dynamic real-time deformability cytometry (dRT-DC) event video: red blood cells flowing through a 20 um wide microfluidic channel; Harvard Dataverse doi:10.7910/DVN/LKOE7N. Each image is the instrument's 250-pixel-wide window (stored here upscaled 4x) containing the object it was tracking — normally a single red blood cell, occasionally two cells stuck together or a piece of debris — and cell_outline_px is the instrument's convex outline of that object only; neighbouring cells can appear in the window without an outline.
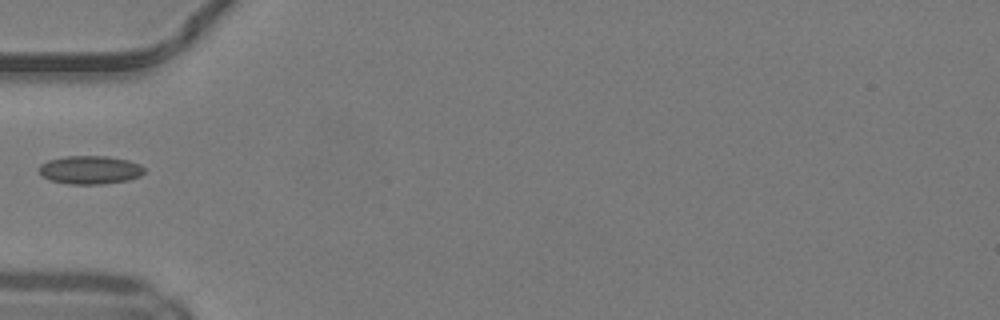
{"species": "common noctule bat (a hibernating species)", "species_latin": "Nyctalus noctula", "temperature_condition": "warm", "stored_images_in_passage": 27, "camera_frame_rate_fps": 3000, "um_per_image_px": 0.085, "animal": {"sex": "male", "body_mass_g": 19.2, "forearm_length_mm": 51.8}, "frame": {"image": 1, "passage_image": 1, "time_ms": 0.0, "image_size_px": [1000, 320], "cell_outline_px": [[144, 172], [140, 176], [128, 180], [100, 184], [68, 184], [52, 180], [44, 176], [40, 172], [40, 164], [48, 160], [64, 156], [108, 156], [128, 160], [140, 164], [144, 168]], "centroid_in_image_um": [7.68, 14.43], "position_along_channel_um": 77.3, "area_um2": 17.28}}
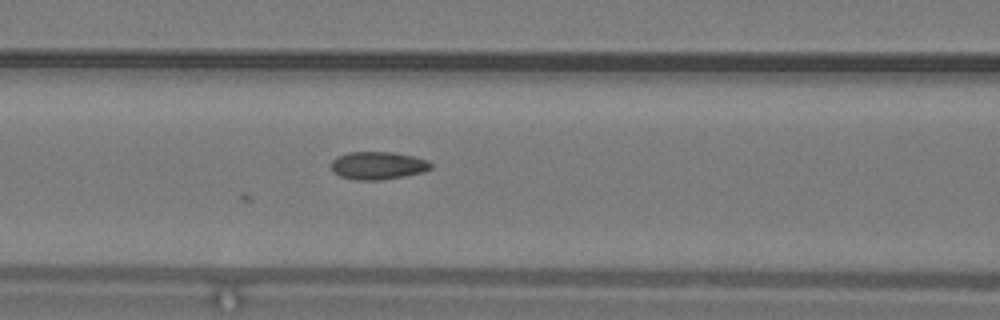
{"frame": {"image": 2, "passage_image": 5, "time_ms": 1.333, "image_size_px": [1000, 320], "cell_outline_px": [[432, 168], [424, 172], [384, 180], [356, 180], [340, 176], [332, 172], [332, 160], [336, 156], [348, 152], [396, 152], [428, 160], [432, 164]], "centroid_in_image_um": [32.13, 14.07], "position_along_channel_um": 134.5, "area_um2": 16.36}}
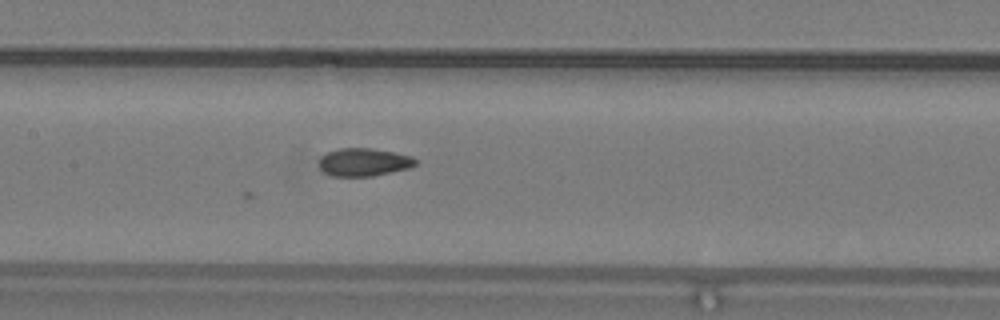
{"frame": {"image": 3, "passage_image": 8, "time_ms": 2.333, "image_size_px": [1000, 320], "cell_outline_px": [[416, 164], [408, 168], [372, 176], [332, 176], [324, 172], [320, 168], [320, 156], [324, 152], [340, 148], [372, 148], [412, 156], [416, 160]], "centroid_in_image_um": [30.88, 13.77], "position_along_channel_um": 176.5, "area_um2": 15.66}}